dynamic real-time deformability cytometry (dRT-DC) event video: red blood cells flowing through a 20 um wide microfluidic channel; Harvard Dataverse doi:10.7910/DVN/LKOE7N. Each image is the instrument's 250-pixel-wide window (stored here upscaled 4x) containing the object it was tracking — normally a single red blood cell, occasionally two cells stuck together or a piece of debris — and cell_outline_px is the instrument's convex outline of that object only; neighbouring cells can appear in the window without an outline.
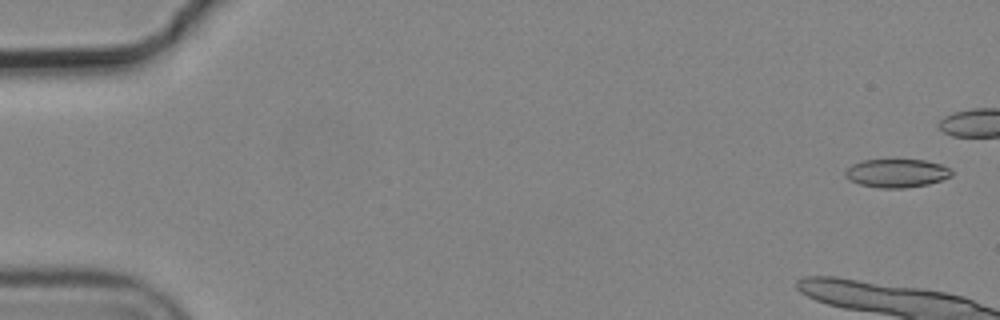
{"species": "common noctule bat (a hibernating species)", "species_latin": "Nyctalus noctula", "temperature_condition": "cold", "stored_images_in_passage": 5, "camera_frame_rate_fps": 3000, "um_per_image_px": 0.085, "animal": {"sex": "male", "body_mass_g": 19.2, "forearm_length_mm": 51.8}, "frame": {"image": 1, "passage_image": 1, "time_ms": 0.0, "image_size_px": [1000, 320], "cell_outline_px": [[952, 176], [928, 184], [904, 188], [880, 188], [860, 184], [848, 180], [844, 176], [844, 172], [852, 164], [864, 160], [924, 160], [940, 164], [948, 168], [952, 172]], "centroid_in_image_um": [76.18, 14.72], "position_along_channel_um": 8.8, "area_um2": 17.51}}